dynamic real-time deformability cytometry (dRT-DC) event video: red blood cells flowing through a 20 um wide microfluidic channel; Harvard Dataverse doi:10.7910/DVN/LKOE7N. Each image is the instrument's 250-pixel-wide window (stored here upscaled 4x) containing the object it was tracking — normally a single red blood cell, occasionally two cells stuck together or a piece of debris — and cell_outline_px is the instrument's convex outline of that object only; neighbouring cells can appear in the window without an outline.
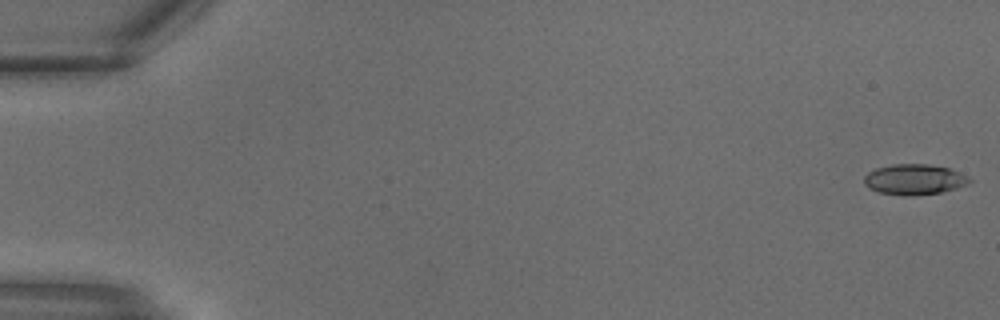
{"species": "common noctule bat (a hibernating species)", "species_latin": "Nyctalus noctula", "temperature_condition": "warm", "stored_images_in_passage": 30, "camera_frame_rate_fps": 3000, "um_per_image_px": 0.085, "animal": {"sex": "male", "body_mass_g": 18.8}, "frame": {"image": 1, "passage_image": 1, "time_ms": 0.0, "image_size_px": [1000, 320], "cell_outline_px": [[972, 180], [968, 184], [956, 188], [940, 192], [912, 196], [904, 196], [880, 192], [868, 188], [864, 184], [864, 176], [868, 172], [876, 168], [892, 164], [928, 164], [948, 168], [960, 172], [968, 176]], "centroid_in_image_um": [77.71, 15.25], "position_along_channel_um": 7.3, "area_um2": 18.79}}
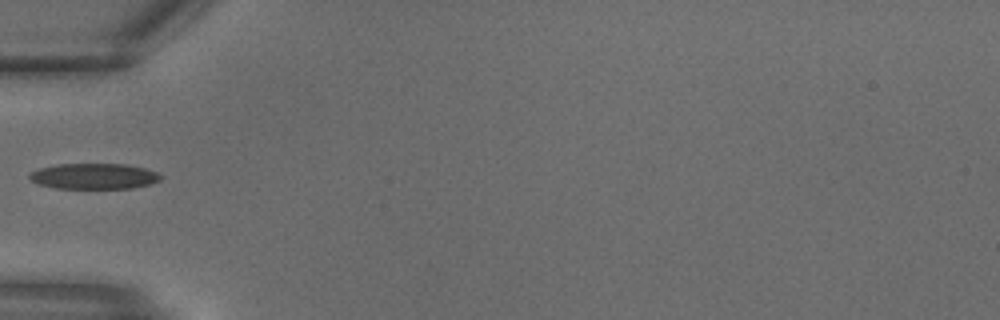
{"frame": {"image": 2, "passage_image": 11, "time_ms": 3.333, "image_size_px": [1000, 320], "cell_outline_px": [[160, 180], [148, 184], [132, 188], [56, 188], [40, 184], [32, 180], [28, 176], [28, 172], [40, 168], [56, 164], [124, 164], [144, 168], [156, 172], [160, 176]], "centroid_in_image_um": [7.94, 14.97], "position_along_channel_um": 77.1, "area_um2": 19.42}}
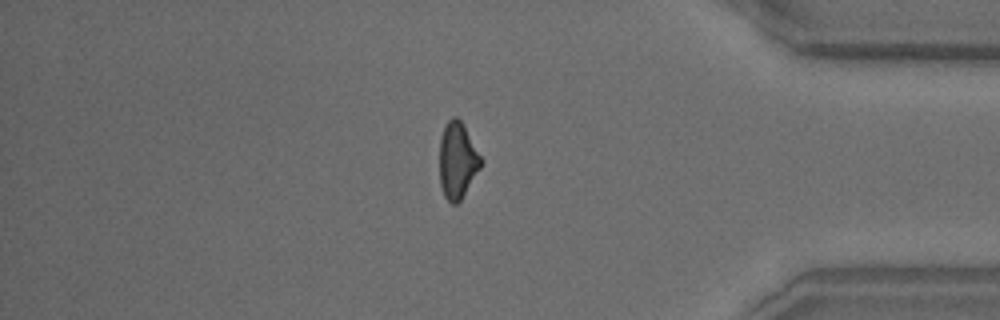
{"frame": {"image": 3, "passage_image": 26, "time_ms": 8.333, "image_size_px": [1000, 320], "cell_outline_px": [[484, 160], [480, 168], [460, 200], [456, 204], [452, 204], [444, 196], [440, 184], [440, 136], [444, 124], [452, 116], [456, 116], [464, 124]], "centroid_in_image_um": [38.89, 13.58], "position_along_channel_um": 396.3, "area_um2": 18.61}}